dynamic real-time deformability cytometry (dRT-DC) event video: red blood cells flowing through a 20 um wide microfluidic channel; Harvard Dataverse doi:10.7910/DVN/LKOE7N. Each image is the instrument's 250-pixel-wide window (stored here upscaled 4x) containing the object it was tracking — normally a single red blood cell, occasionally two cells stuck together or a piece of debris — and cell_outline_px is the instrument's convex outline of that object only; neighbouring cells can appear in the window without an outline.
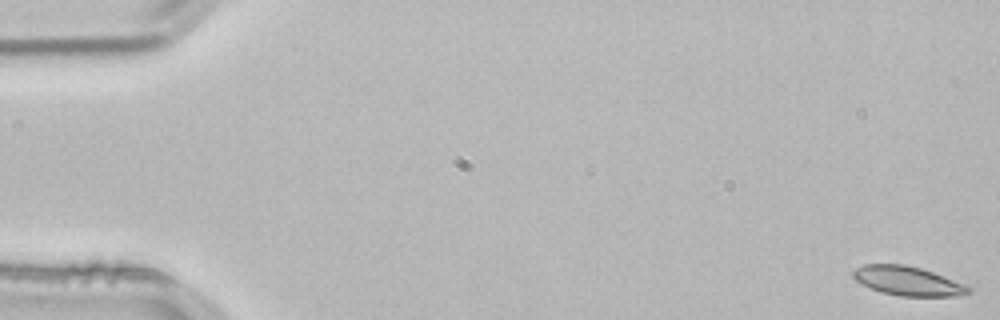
{"species": "common noctule bat (a hibernating species)", "species_latin": "Nyctalus noctula", "temperature_condition": "room temperature", "stored_images_in_passage": 53, "camera_frame_rate_fps": 3000, "um_per_image_px": 0.085, "animal": {"sex": "male", "body_mass_g": 21.5, "forearm_length_mm": 52.0}, "frame": {"image": 1, "passage_image": 1, "time_ms": 0.0, "image_size_px": [1000, 320], "cell_outline_px": [[972, 292], [952, 296], [900, 296], [880, 292], [856, 280], [852, 276], [852, 272], [856, 268], [864, 264], [904, 264], [920, 268], [932, 272], [964, 284], [972, 288]], "centroid_in_image_um": [77.15, 23.88], "position_along_channel_um": 7.9, "area_um2": 19.36}}
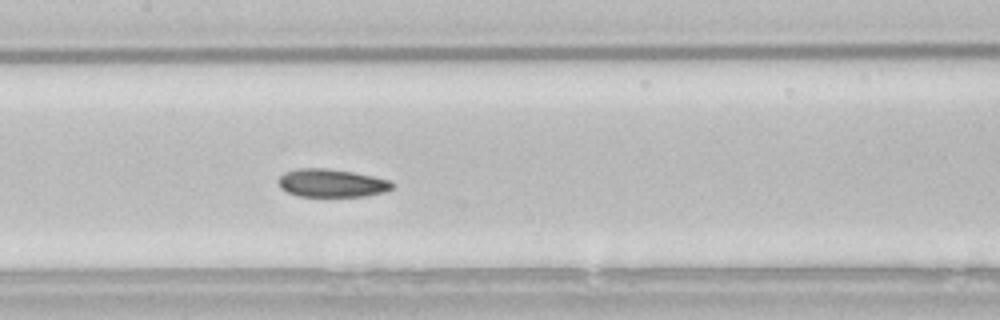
{"frame": {"image": 2, "passage_image": 26, "time_ms": 8.333, "image_size_px": [1000, 320], "cell_outline_px": [[396, 184], [392, 188], [384, 192], [368, 196], [300, 196], [288, 192], [280, 188], [280, 176], [284, 172], [296, 168], [328, 168], [352, 172], [392, 180]], "centroid_in_image_um": [28.23, 15.55], "position_along_channel_um": 179.2, "area_um2": 18.67}}
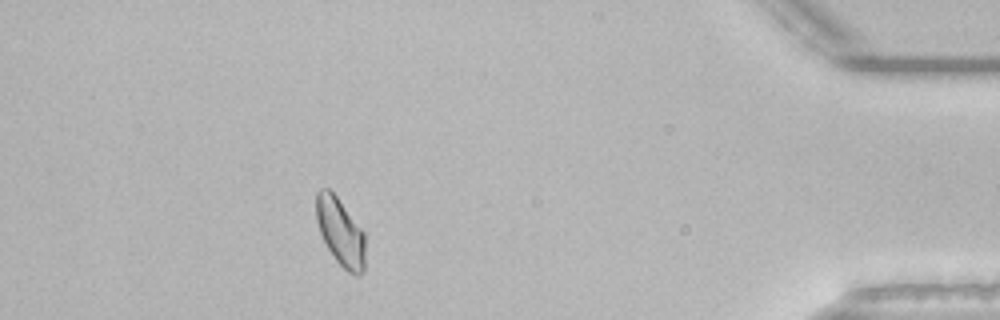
{"frame": {"image": 3, "passage_image": 48, "time_ms": 15.667, "image_size_px": [1000, 320], "cell_outline_px": [[364, 272], [360, 276], [356, 276], [348, 272], [336, 260], [328, 248], [320, 232], [316, 220], [316, 192], [320, 188], [328, 188], [336, 196], [364, 232]], "centroid_in_image_um": [28.93, 19.72], "position_along_channel_um": 406.3, "area_um2": 19.13}, "authors_computed_cell_mechanics": {"area_um2": 19.4786, "velocity_mm_per_s": 3.8123, "shape_relaxation_time_tau1_ms": 6.7932, "shape_relaxation_time_tau2_ms": 5.0006, "deformation_change_tau1": 0.1309, "deformation_change_tau2": 0.0785}}